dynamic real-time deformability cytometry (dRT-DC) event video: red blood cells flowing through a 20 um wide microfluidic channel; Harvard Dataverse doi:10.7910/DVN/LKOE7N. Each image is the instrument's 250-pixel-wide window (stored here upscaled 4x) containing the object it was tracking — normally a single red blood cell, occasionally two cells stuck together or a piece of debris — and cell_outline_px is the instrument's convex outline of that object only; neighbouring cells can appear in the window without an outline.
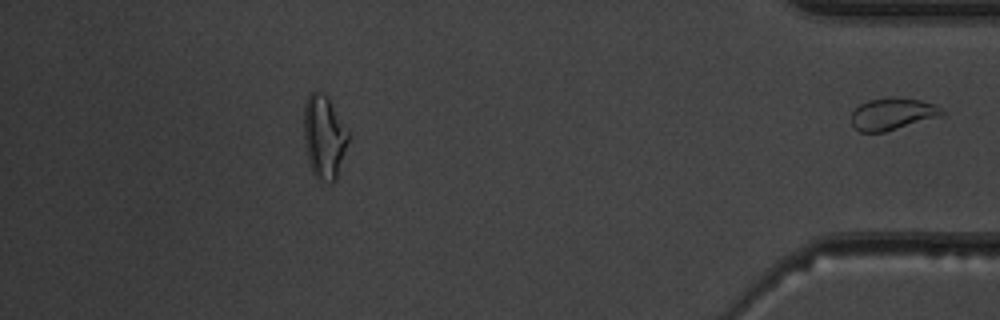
{"species": "common noctule bat (a hibernating species)", "species_latin": "Nyctalus noctula", "temperature_condition": "warm", "stored_images_in_passage": 43, "segment_of_instrument_passage": [2, 2], "camera_frame_rate_fps": 3000, "um_per_image_px": 0.085, "animal": {"sex": "male", "body_mass_g": 19.5, "forearm_length_mm": 54.6}, "frame": {"image": 1, "passage_image": 43, "time_ms": 14.0, "image_size_px": [1000, 320], "cell_outline_px": [[944, 116], [884, 132], [860, 132], [852, 124], [852, 112], [860, 104], [868, 100], [920, 100], [936, 104], [944, 112]], "centroid_in_image_um": [75.89, 9.73], "position_along_channel_um": 359.3, "area_um2": 16.3}}